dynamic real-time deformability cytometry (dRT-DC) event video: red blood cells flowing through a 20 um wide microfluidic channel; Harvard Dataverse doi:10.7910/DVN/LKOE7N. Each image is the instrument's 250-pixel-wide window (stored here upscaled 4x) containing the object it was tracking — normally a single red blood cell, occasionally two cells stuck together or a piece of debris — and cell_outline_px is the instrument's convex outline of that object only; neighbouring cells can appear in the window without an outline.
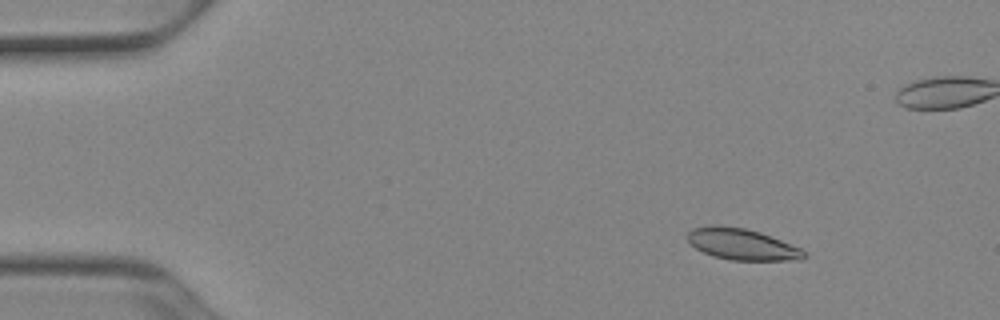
{"species": "Egyptian fruit bat (a non-hibernating species)", "species_latin": "Rousettus aegyptiacus", "temperature_condition": "cold", "stored_images_in_passage": 53, "camera_frame_rate_fps": 3000, "um_per_image_px": 0.085, "animal": {"sex": "female"}, "frame": {"image": 1, "passage_image": 7, "time_ms": 2.0, "image_size_px": [1000, 320], "cell_outline_px": [[808, 256], [800, 260], [732, 260], [712, 256], [696, 248], [688, 240], [688, 232], [692, 228], [712, 224], [716, 224], [744, 228], [760, 232], [800, 248]], "centroid_in_image_um": [63.05, 20.75], "position_along_channel_um": 22.0, "area_um2": 21.15}}
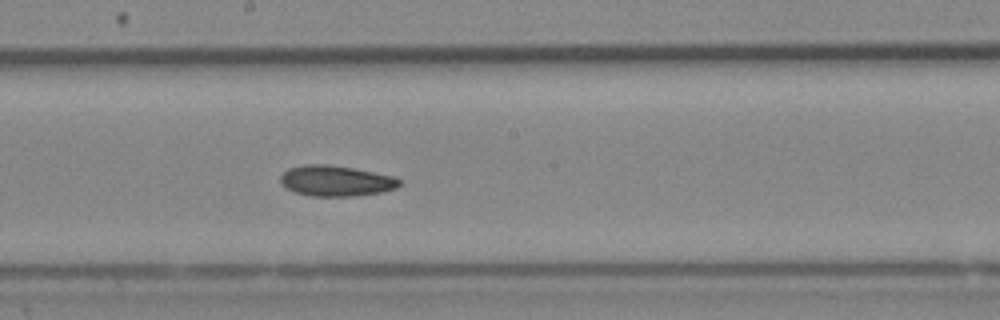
{"frame": {"image": 2, "passage_image": 29, "time_ms": 9.333, "image_size_px": [1000, 320], "cell_outline_px": [[400, 184], [396, 188], [380, 192], [356, 196], [308, 196], [296, 192], [288, 188], [280, 180], [280, 176], [288, 168], [304, 164], [324, 164], [352, 168], [392, 176], [400, 180]], "centroid_in_image_um": [28.53, 15.37], "position_along_channel_um": 219.7, "area_um2": 20.98}}
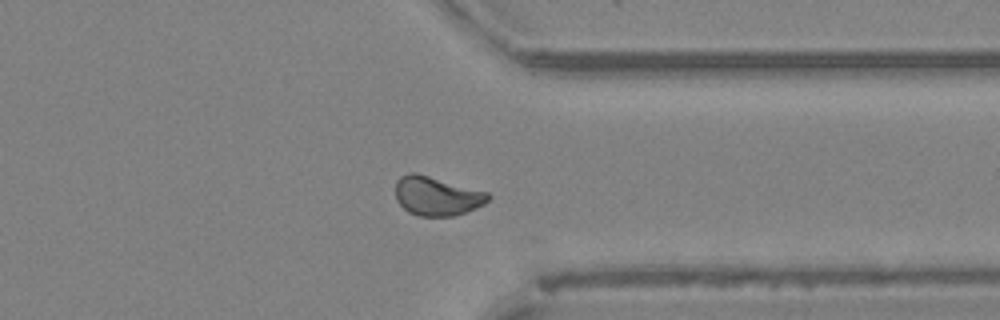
{"frame": {"image": 3, "passage_image": 41, "time_ms": 13.333, "image_size_px": [1000, 320], "cell_outline_px": [[492, 196], [484, 204], [476, 208], [456, 216], [420, 216], [408, 212], [396, 200], [396, 180], [400, 176], [408, 172], [416, 172], [488, 192]], "centroid_in_image_um": [37.12, 16.65], "position_along_channel_um": 374.3, "area_um2": 21.27}}